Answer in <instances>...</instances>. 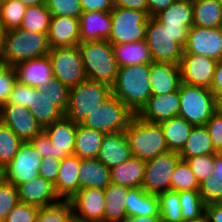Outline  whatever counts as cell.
Wrapping results in <instances>:
<instances>
[{
    "label": "cell",
    "instance_id": "1",
    "mask_svg": "<svg viewBox=\"0 0 222 222\" xmlns=\"http://www.w3.org/2000/svg\"><path fill=\"white\" fill-rule=\"evenodd\" d=\"M111 90L134 114H138L152 95L150 64L119 67Z\"/></svg>",
    "mask_w": 222,
    "mask_h": 222
},
{
    "label": "cell",
    "instance_id": "2",
    "mask_svg": "<svg viewBox=\"0 0 222 222\" xmlns=\"http://www.w3.org/2000/svg\"><path fill=\"white\" fill-rule=\"evenodd\" d=\"M78 48L87 79L112 87L119 69L112 44L108 40L84 42L80 43Z\"/></svg>",
    "mask_w": 222,
    "mask_h": 222
},
{
    "label": "cell",
    "instance_id": "3",
    "mask_svg": "<svg viewBox=\"0 0 222 222\" xmlns=\"http://www.w3.org/2000/svg\"><path fill=\"white\" fill-rule=\"evenodd\" d=\"M125 133L132 156L146 161L169 152L160 123L145 121L135 114Z\"/></svg>",
    "mask_w": 222,
    "mask_h": 222
},
{
    "label": "cell",
    "instance_id": "4",
    "mask_svg": "<svg viewBox=\"0 0 222 222\" xmlns=\"http://www.w3.org/2000/svg\"><path fill=\"white\" fill-rule=\"evenodd\" d=\"M50 52L47 33L21 28L7 30L4 37L3 61L7 66L45 56Z\"/></svg>",
    "mask_w": 222,
    "mask_h": 222
},
{
    "label": "cell",
    "instance_id": "5",
    "mask_svg": "<svg viewBox=\"0 0 222 222\" xmlns=\"http://www.w3.org/2000/svg\"><path fill=\"white\" fill-rule=\"evenodd\" d=\"M112 94L107 84L86 79L70 88L69 104L65 116L76 125H81L85 117L98 108Z\"/></svg>",
    "mask_w": 222,
    "mask_h": 222
},
{
    "label": "cell",
    "instance_id": "6",
    "mask_svg": "<svg viewBox=\"0 0 222 222\" xmlns=\"http://www.w3.org/2000/svg\"><path fill=\"white\" fill-rule=\"evenodd\" d=\"M179 96L178 116L194 126L205 125L217 111V99L208 88L182 82Z\"/></svg>",
    "mask_w": 222,
    "mask_h": 222
},
{
    "label": "cell",
    "instance_id": "7",
    "mask_svg": "<svg viewBox=\"0 0 222 222\" xmlns=\"http://www.w3.org/2000/svg\"><path fill=\"white\" fill-rule=\"evenodd\" d=\"M135 114L111 94L98 108L88 114L82 126L104 134L125 131Z\"/></svg>",
    "mask_w": 222,
    "mask_h": 222
},
{
    "label": "cell",
    "instance_id": "8",
    "mask_svg": "<svg viewBox=\"0 0 222 222\" xmlns=\"http://www.w3.org/2000/svg\"><path fill=\"white\" fill-rule=\"evenodd\" d=\"M112 28L108 41L112 45L145 40L150 16L147 12L114 7L110 12Z\"/></svg>",
    "mask_w": 222,
    "mask_h": 222
},
{
    "label": "cell",
    "instance_id": "9",
    "mask_svg": "<svg viewBox=\"0 0 222 222\" xmlns=\"http://www.w3.org/2000/svg\"><path fill=\"white\" fill-rule=\"evenodd\" d=\"M48 57L54 78L67 87H75L87 79L78 46L50 48Z\"/></svg>",
    "mask_w": 222,
    "mask_h": 222
},
{
    "label": "cell",
    "instance_id": "10",
    "mask_svg": "<svg viewBox=\"0 0 222 222\" xmlns=\"http://www.w3.org/2000/svg\"><path fill=\"white\" fill-rule=\"evenodd\" d=\"M145 41L154 62L180 63L184 48L154 17L148 19Z\"/></svg>",
    "mask_w": 222,
    "mask_h": 222
},
{
    "label": "cell",
    "instance_id": "11",
    "mask_svg": "<svg viewBox=\"0 0 222 222\" xmlns=\"http://www.w3.org/2000/svg\"><path fill=\"white\" fill-rule=\"evenodd\" d=\"M180 159L178 152L169 151L146 160L142 188L152 195L169 191L175 166Z\"/></svg>",
    "mask_w": 222,
    "mask_h": 222
},
{
    "label": "cell",
    "instance_id": "12",
    "mask_svg": "<svg viewBox=\"0 0 222 222\" xmlns=\"http://www.w3.org/2000/svg\"><path fill=\"white\" fill-rule=\"evenodd\" d=\"M42 157L33 145L23 142L17 150L16 156L5 167V180L16 187L40 176L39 167Z\"/></svg>",
    "mask_w": 222,
    "mask_h": 222
},
{
    "label": "cell",
    "instance_id": "13",
    "mask_svg": "<svg viewBox=\"0 0 222 222\" xmlns=\"http://www.w3.org/2000/svg\"><path fill=\"white\" fill-rule=\"evenodd\" d=\"M183 54H197L222 61V28L192 26Z\"/></svg>",
    "mask_w": 222,
    "mask_h": 222
},
{
    "label": "cell",
    "instance_id": "14",
    "mask_svg": "<svg viewBox=\"0 0 222 222\" xmlns=\"http://www.w3.org/2000/svg\"><path fill=\"white\" fill-rule=\"evenodd\" d=\"M0 121L23 142L31 141L43 131L32 113L23 105H1Z\"/></svg>",
    "mask_w": 222,
    "mask_h": 222
},
{
    "label": "cell",
    "instance_id": "15",
    "mask_svg": "<svg viewBox=\"0 0 222 222\" xmlns=\"http://www.w3.org/2000/svg\"><path fill=\"white\" fill-rule=\"evenodd\" d=\"M217 63L207 56L183 54L179 63L182 82L210 89Z\"/></svg>",
    "mask_w": 222,
    "mask_h": 222
},
{
    "label": "cell",
    "instance_id": "16",
    "mask_svg": "<svg viewBox=\"0 0 222 222\" xmlns=\"http://www.w3.org/2000/svg\"><path fill=\"white\" fill-rule=\"evenodd\" d=\"M76 222L104 221L105 195L103 189L84 188L71 199Z\"/></svg>",
    "mask_w": 222,
    "mask_h": 222
},
{
    "label": "cell",
    "instance_id": "17",
    "mask_svg": "<svg viewBox=\"0 0 222 222\" xmlns=\"http://www.w3.org/2000/svg\"><path fill=\"white\" fill-rule=\"evenodd\" d=\"M17 82L42 89L47 87L54 78L51 61L48 54L13 66Z\"/></svg>",
    "mask_w": 222,
    "mask_h": 222
},
{
    "label": "cell",
    "instance_id": "18",
    "mask_svg": "<svg viewBox=\"0 0 222 222\" xmlns=\"http://www.w3.org/2000/svg\"><path fill=\"white\" fill-rule=\"evenodd\" d=\"M77 125L66 116L43 128L51 141V157L62 160L74 154Z\"/></svg>",
    "mask_w": 222,
    "mask_h": 222
},
{
    "label": "cell",
    "instance_id": "19",
    "mask_svg": "<svg viewBox=\"0 0 222 222\" xmlns=\"http://www.w3.org/2000/svg\"><path fill=\"white\" fill-rule=\"evenodd\" d=\"M19 202L34 205L39 208L61 201L56 193L54 184L38 176L29 182L17 186Z\"/></svg>",
    "mask_w": 222,
    "mask_h": 222
},
{
    "label": "cell",
    "instance_id": "20",
    "mask_svg": "<svg viewBox=\"0 0 222 222\" xmlns=\"http://www.w3.org/2000/svg\"><path fill=\"white\" fill-rule=\"evenodd\" d=\"M180 107L179 90L168 94L151 95L147 104L137 114L141 119L160 123L178 116Z\"/></svg>",
    "mask_w": 222,
    "mask_h": 222
},
{
    "label": "cell",
    "instance_id": "21",
    "mask_svg": "<svg viewBox=\"0 0 222 222\" xmlns=\"http://www.w3.org/2000/svg\"><path fill=\"white\" fill-rule=\"evenodd\" d=\"M47 36L50 48L78 46L80 44L79 19L51 16Z\"/></svg>",
    "mask_w": 222,
    "mask_h": 222
},
{
    "label": "cell",
    "instance_id": "22",
    "mask_svg": "<svg viewBox=\"0 0 222 222\" xmlns=\"http://www.w3.org/2000/svg\"><path fill=\"white\" fill-rule=\"evenodd\" d=\"M130 157H132V153L125 131L104 135L97 159L106 167L111 169Z\"/></svg>",
    "mask_w": 222,
    "mask_h": 222
},
{
    "label": "cell",
    "instance_id": "23",
    "mask_svg": "<svg viewBox=\"0 0 222 222\" xmlns=\"http://www.w3.org/2000/svg\"><path fill=\"white\" fill-rule=\"evenodd\" d=\"M80 43L108 40L112 22L110 12L89 11L79 17Z\"/></svg>",
    "mask_w": 222,
    "mask_h": 222
},
{
    "label": "cell",
    "instance_id": "24",
    "mask_svg": "<svg viewBox=\"0 0 222 222\" xmlns=\"http://www.w3.org/2000/svg\"><path fill=\"white\" fill-rule=\"evenodd\" d=\"M150 82L152 95L178 91L182 83L179 64L153 61L150 63Z\"/></svg>",
    "mask_w": 222,
    "mask_h": 222
},
{
    "label": "cell",
    "instance_id": "25",
    "mask_svg": "<svg viewBox=\"0 0 222 222\" xmlns=\"http://www.w3.org/2000/svg\"><path fill=\"white\" fill-rule=\"evenodd\" d=\"M28 110L42 128L62 119L65 113L41 90L29 86Z\"/></svg>",
    "mask_w": 222,
    "mask_h": 222
},
{
    "label": "cell",
    "instance_id": "26",
    "mask_svg": "<svg viewBox=\"0 0 222 222\" xmlns=\"http://www.w3.org/2000/svg\"><path fill=\"white\" fill-rule=\"evenodd\" d=\"M79 165L80 158L74 154L60 161V170L54 186L61 200H70L79 191Z\"/></svg>",
    "mask_w": 222,
    "mask_h": 222
},
{
    "label": "cell",
    "instance_id": "27",
    "mask_svg": "<svg viewBox=\"0 0 222 222\" xmlns=\"http://www.w3.org/2000/svg\"><path fill=\"white\" fill-rule=\"evenodd\" d=\"M79 190L84 188L105 189L111 183L110 169L97 158H80Z\"/></svg>",
    "mask_w": 222,
    "mask_h": 222
},
{
    "label": "cell",
    "instance_id": "28",
    "mask_svg": "<svg viewBox=\"0 0 222 222\" xmlns=\"http://www.w3.org/2000/svg\"><path fill=\"white\" fill-rule=\"evenodd\" d=\"M145 160L135 156L110 169L111 183L128 188L142 187Z\"/></svg>",
    "mask_w": 222,
    "mask_h": 222
},
{
    "label": "cell",
    "instance_id": "29",
    "mask_svg": "<svg viewBox=\"0 0 222 222\" xmlns=\"http://www.w3.org/2000/svg\"><path fill=\"white\" fill-rule=\"evenodd\" d=\"M154 18L163 27L191 28L193 26V2L177 0Z\"/></svg>",
    "mask_w": 222,
    "mask_h": 222
},
{
    "label": "cell",
    "instance_id": "30",
    "mask_svg": "<svg viewBox=\"0 0 222 222\" xmlns=\"http://www.w3.org/2000/svg\"><path fill=\"white\" fill-rule=\"evenodd\" d=\"M125 210L131 216L161 215L157 195L147 193L142 187L131 188L126 197Z\"/></svg>",
    "mask_w": 222,
    "mask_h": 222
},
{
    "label": "cell",
    "instance_id": "31",
    "mask_svg": "<svg viewBox=\"0 0 222 222\" xmlns=\"http://www.w3.org/2000/svg\"><path fill=\"white\" fill-rule=\"evenodd\" d=\"M112 48L119 67L153 62L145 40L128 44H116L112 45Z\"/></svg>",
    "mask_w": 222,
    "mask_h": 222
},
{
    "label": "cell",
    "instance_id": "32",
    "mask_svg": "<svg viewBox=\"0 0 222 222\" xmlns=\"http://www.w3.org/2000/svg\"><path fill=\"white\" fill-rule=\"evenodd\" d=\"M126 186L110 183L104 189L105 211L104 221L119 222L127 216L125 204L129 190Z\"/></svg>",
    "mask_w": 222,
    "mask_h": 222
},
{
    "label": "cell",
    "instance_id": "33",
    "mask_svg": "<svg viewBox=\"0 0 222 222\" xmlns=\"http://www.w3.org/2000/svg\"><path fill=\"white\" fill-rule=\"evenodd\" d=\"M160 126L163 130L169 151H175L178 153L183 149L192 129L194 128L193 124L179 116L160 122Z\"/></svg>",
    "mask_w": 222,
    "mask_h": 222
},
{
    "label": "cell",
    "instance_id": "34",
    "mask_svg": "<svg viewBox=\"0 0 222 222\" xmlns=\"http://www.w3.org/2000/svg\"><path fill=\"white\" fill-rule=\"evenodd\" d=\"M215 150L210 134L205 125L194 126L183 149L179 152L181 159L186 160L190 157L202 155H214Z\"/></svg>",
    "mask_w": 222,
    "mask_h": 222
},
{
    "label": "cell",
    "instance_id": "35",
    "mask_svg": "<svg viewBox=\"0 0 222 222\" xmlns=\"http://www.w3.org/2000/svg\"><path fill=\"white\" fill-rule=\"evenodd\" d=\"M104 135L92 128L77 125L74 155L83 159L97 158Z\"/></svg>",
    "mask_w": 222,
    "mask_h": 222
},
{
    "label": "cell",
    "instance_id": "36",
    "mask_svg": "<svg viewBox=\"0 0 222 222\" xmlns=\"http://www.w3.org/2000/svg\"><path fill=\"white\" fill-rule=\"evenodd\" d=\"M221 14L222 0H196L193 2V26L220 27Z\"/></svg>",
    "mask_w": 222,
    "mask_h": 222
},
{
    "label": "cell",
    "instance_id": "37",
    "mask_svg": "<svg viewBox=\"0 0 222 222\" xmlns=\"http://www.w3.org/2000/svg\"><path fill=\"white\" fill-rule=\"evenodd\" d=\"M199 193L206 205L222 202V153L214 154V172L200 183Z\"/></svg>",
    "mask_w": 222,
    "mask_h": 222
},
{
    "label": "cell",
    "instance_id": "38",
    "mask_svg": "<svg viewBox=\"0 0 222 222\" xmlns=\"http://www.w3.org/2000/svg\"><path fill=\"white\" fill-rule=\"evenodd\" d=\"M26 8L20 0H0V26L5 31L20 28Z\"/></svg>",
    "mask_w": 222,
    "mask_h": 222
},
{
    "label": "cell",
    "instance_id": "39",
    "mask_svg": "<svg viewBox=\"0 0 222 222\" xmlns=\"http://www.w3.org/2000/svg\"><path fill=\"white\" fill-rule=\"evenodd\" d=\"M51 13L46 5L27 7L20 28L27 31L48 33Z\"/></svg>",
    "mask_w": 222,
    "mask_h": 222
},
{
    "label": "cell",
    "instance_id": "40",
    "mask_svg": "<svg viewBox=\"0 0 222 222\" xmlns=\"http://www.w3.org/2000/svg\"><path fill=\"white\" fill-rule=\"evenodd\" d=\"M183 221L195 220L205 215L206 203L202 200L199 190L178 192Z\"/></svg>",
    "mask_w": 222,
    "mask_h": 222
},
{
    "label": "cell",
    "instance_id": "41",
    "mask_svg": "<svg viewBox=\"0 0 222 222\" xmlns=\"http://www.w3.org/2000/svg\"><path fill=\"white\" fill-rule=\"evenodd\" d=\"M36 222H75L70 200H61L58 203L40 208Z\"/></svg>",
    "mask_w": 222,
    "mask_h": 222
},
{
    "label": "cell",
    "instance_id": "42",
    "mask_svg": "<svg viewBox=\"0 0 222 222\" xmlns=\"http://www.w3.org/2000/svg\"><path fill=\"white\" fill-rule=\"evenodd\" d=\"M199 182L191 171V168L186 160L180 159L174 169L170 190L171 191H186L199 190Z\"/></svg>",
    "mask_w": 222,
    "mask_h": 222
},
{
    "label": "cell",
    "instance_id": "43",
    "mask_svg": "<svg viewBox=\"0 0 222 222\" xmlns=\"http://www.w3.org/2000/svg\"><path fill=\"white\" fill-rule=\"evenodd\" d=\"M23 141L0 121V166L6 167L16 156Z\"/></svg>",
    "mask_w": 222,
    "mask_h": 222
},
{
    "label": "cell",
    "instance_id": "44",
    "mask_svg": "<svg viewBox=\"0 0 222 222\" xmlns=\"http://www.w3.org/2000/svg\"><path fill=\"white\" fill-rule=\"evenodd\" d=\"M157 196L163 222H183L178 192L169 190Z\"/></svg>",
    "mask_w": 222,
    "mask_h": 222
},
{
    "label": "cell",
    "instance_id": "45",
    "mask_svg": "<svg viewBox=\"0 0 222 222\" xmlns=\"http://www.w3.org/2000/svg\"><path fill=\"white\" fill-rule=\"evenodd\" d=\"M47 10L51 16L78 18L83 13L80 0H47Z\"/></svg>",
    "mask_w": 222,
    "mask_h": 222
},
{
    "label": "cell",
    "instance_id": "46",
    "mask_svg": "<svg viewBox=\"0 0 222 222\" xmlns=\"http://www.w3.org/2000/svg\"><path fill=\"white\" fill-rule=\"evenodd\" d=\"M64 113L69 104L70 88L53 78L47 87L41 89Z\"/></svg>",
    "mask_w": 222,
    "mask_h": 222
},
{
    "label": "cell",
    "instance_id": "47",
    "mask_svg": "<svg viewBox=\"0 0 222 222\" xmlns=\"http://www.w3.org/2000/svg\"><path fill=\"white\" fill-rule=\"evenodd\" d=\"M191 171L196 176L199 184L211 177L214 172V155H202L186 159Z\"/></svg>",
    "mask_w": 222,
    "mask_h": 222
},
{
    "label": "cell",
    "instance_id": "48",
    "mask_svg": "<svg viewBox=\"0 0 222 222\" xmlns=\"http://www.w3.org/2000/svg\"><path fill=\"white\" fill-rule=\"evenodd\" d=\"M19 203L17 187L9 182L0 186V220H5L8 213Z\"/></svg>",
    "mask_w": 222,
    "mask_h": 222
},
{
    "label": "cell",
    "instance_id": "49",
    "mask_svg": "<svg viewBox=\"0 0 222 222\" xmlns=\"http://www.w3.org/2000/svg\"><path fill=\"white\" fill-rule=\"evenodd\" d=\"M39 207L19 202L6 216L4 222H36Z\"/></svg>",
    "mask_w": 222,
    "mask_h": 222
},
{
    "label": "cell",
    "instance_id": "50",
    "mask_svg": "<svg viewBox=\"0 0 222 222\" xmlns=\"http://www.w3.org/2000/svg\"><path fill=\"white\" fill-rule=\"evenodd\" d=\"M16 82L15 69L13 66H6L0 72V106L8 101L9 95Z\"/></svg>",
    "mask_w": 222,
    "mask_h": 222
},
{
    "label": "cell",
    "instance_id": "51",
    "mask_svg": "<svg viewBox=\"0 0 222 222\" xmlns=\"http://www.w3.org/2000/svg\"><path fill=\"white\" fill-rule=\"evenodd\" d=\"M217 152L222 153V116L216 112L205 124Z\"/></svg>",
    "mask_w": 222,
    "mask_h": 222
},
{
    "label": "cell",
    "instance_id": "52",
    "mask_svg": "<svg viewBox=\"0 0 222 222\" xmlns=\"http://www.w3.org/2000/svg\"><path fill=\"white\" fill-rule=\"evenodd\" d=\"M60 161V159L51 156L43 157L41 166L38 169L40 176L55 184L60 170Z\"/></svg>",
    "mask_w": 222,
    "mask_h": 222
},
{
    "label": "cell",
    "instance_id": "53",
    "mask_svg": "<svg viewBox=\"0 0 222 222\" xmlns=\"http://www.w3.org/2000/svg\"><path fill=\"white\" fill-rule=\"evenodd\" d=\"M29 86L16 82L8 101L3 105H23L28 109Z\"/></svg>",
    "mask_w": 222,
    "mask_h": 222
},
{
    "label": "cell",
    "instance_id": "54",
    "mask_svg": "<svg viewBox=\"0 0 222 222\" xmlns=\"http://www.w3.org/2000/svg\"><path fill=\"white\" fill-rule=\"evenodd\" d=\"M83 12L102 11L111 12L114 6V0H80Z\"/></svg>",
    "mask_w": 222,
    "mask_h": 222
},
{
    "label": "cell",
    "instance_id": "55",
    "mask_svg": "<svg viewBox=\"0 0 222 222\" xmlns=\"http://www.w3.org/2000/svg\"><path fill=\"white\" fill-rule=\"evenodd\" d=\"M29 142L33 145L34 149L37 150L42 158L51 156V141L44 131H42Z\"/></svg>",
    "mask_w": 222,
    "mask_h": 222
},
{
    "label": "cell",
    "instance_id": "56",
    "mask_svg": "<svg viewBox=\"0 0 222 222\" xmlns=\"http://www.w3.org/2000/svg\"><path fill=\"white\" fill-rule=\"evenodd\" d=\"M114 6L148 13V4L146 0H114Z\"/></svg>",
    "mask_w": 222,
    "mask_h": 222
},
{
    "label": "cell",
    "instance_id": "57",
    "mask_svg": "<svg viewBox=\"0 0 222 222\" xmlns=\"http://www.w3.org/2000/svg\"><path fill=\"white\" fill-rule=\"evenodd\" d=\"M210 90L216 98L222 97V61L216 65Z\"/></svg>",
    "mask_w": 222,
    "mask_h": 222
},
{
    "label": "cell",
    "instance_id": "58",
    "mask_svg": "<svg viewBox=\"0 0 222 222\" xmlns=\"http://www.w3.org/2000/svg\"><path fill=\"white\" fill-rule=\"evenodd\" d=\"M148 4V15L155 17L161 11L167 9L177 0H146Z\"/></svg>",
    "mask_w": 222,
    "mask_h": 222
},
{
    "label": "cell",
    "instance_id": "59",
    "mask_svg": "<svg viewBox=\"0 0 222 222\" xmlns=\"http://www.w3.org/2000/svg\"><path fill=\"white\" fill-rule=\"evenodd\" d=\"M205 215L208 222H222V202L206 205Z\"/></svg>",
    "mask_w": 222,
    "mask_h": 222
},
{
    "label": "cell",
    "instance_id": "60",
    "mask_svg": "<svg viewBox=\"0 0 222 222\" xmlns=\"http://www.w3.org/2000/svg\"><path fill=\"white\" fill-rule=\"evenodd\" d=\"M168 30V32L174 37V41L178 42L183 48L186 45L187 37L190 28H173V27H163Z\"/></svg>",
    "mask_w": 222,
    "mask_h": 222
},
{
    "label": "cell",
    "instance_id": "61",
    "mask_svg": "<svg viewBox=\"0 0 222 222\" xmlns=\"http://www.w3.org/2000/svg\"><path fill=\"white\" fill-rule=\"evenodd\" d=\"M119 222H163L161 215L152 216H131L127 215L124 219Z\"/></svg>",
    "mask_w": 222,
    "mask_h": 222
},
{
    "label": "cell",
    "instance_id": "62",
    "mask_svg": "<svg viewBox=\"0 0 222 222\" xmlns=\"http://www.w3.org/2000/svg\"><path fill=\"white\" fill-rule=\"evenodd\" d=\"M27 7L46 5L47 0H20Z\"/></svg>",
    "mask_w": 222,
    "mask_h": 222
},
{
    "label": "cell",
    "instance_id": "63",
    "mask_svg": "<svg viewBox=\"0 0 222 222\" xmlns=\"http://www.w3.org/2000/svg\"><path fill=\"white\" fill-rule=\"evenodd\" d=\"M5 33L6 31L0 26V61L3 60Z\"/></svg>",
    "mask_w": 222,
    "mask_h": 222
},
{
    "label": "cell",
    "instance_id": "64",
    "mask_svg": "<svg viewBox=\"0 0 222 222\" xmlns=\"http://www.w3.org/2000/svg\"><path fill=\"white\" fill-rule=\"evenodd\" d=\"M5 167L0 166V186L5 182Z\"/></svg>",
    "mask_w": 222,
    "mask_h": 222
},
{
    "label": "cell",
    "instance_id": "65",
    "mask_svg": "<svg viewBox=\"0 0 222 222\" xmlns=\"http://www.w3.org/2000/svg\"><path fill=\"white\" fill-rule=\"evenodd\" d=\"M217 99V111L222 116V97H218Z\"/></svg>",
    "mask_w": 222,
    "mask_h": 222
},
{
    "label": "cell",
    "instance_id": "66",
    "mask_svg": "<svg viewBox=\"0 0 222 222\" xmlns=\"http://www.w3.org/2000/svg\"><path fill=\"white\" fill-rule=\"evenodd\" d=\"M183 222H208L207 216L204 215L201 218L195 219V220H188Z\"/></svg>",
    "mask_w": 222,
    "mask_h": 222
},
{
    "label": "cell",
    "instance_id": "67",
    "mask_svg": "<svg viewBox=\"0 0 222 222\" xmlns=\"http://www.w3.org/2000/svg\"><path fill=\"white\" fill-rule=\"evenodd\" d=\"M7 65L5 64V62L2 60L0 61V72L6 67Z\"/></svg>",
    "mask_w": 222,
    "mask_h": 222
},
{
    "label": "cell",
    "instance_id": "68",
    "mask_svg": "<svg viewBox=\"0 0 222 222\" xmlns=\"http://www.w3.org/2000/svg\"><path fill=\"white\" fill-rule=\"evenodd\" d=\"M92 222H109V221H92Z\"/></svg>",
    "mask_w": 222,
    "mask_h": 222
}]
</instances>
